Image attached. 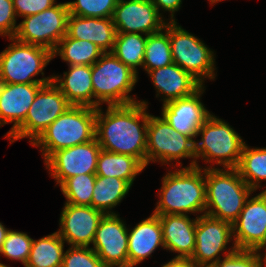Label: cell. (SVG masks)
<instances>
[{
    "label": "cell",
    "mask_w": 266,
    "mask_h": 267,
    "mask_svg": "<svg viewBox=\"0 0 266 267\" xmlns=\"http://www.w3.org/2000/svg\"><path fill=\"white\" fill-rule=\"evenodd\" d=\"M232 236L231 223L206 214L197 216L195 249L189 260L197 267H211L221 259L218 255L226 250Z\"/></svg>",
    "instance_id": "cell-12"
},
{
    "label": "cell",
    "mask_w": 266,
    "mask_h": 267,
    "mask_svg": "<svg viewBox=\"0 0 266 267\" xmlns=\"http://www.w3.org/2000/svg\"><path fill=\"white\" fill-rule=\"evenodd\" d=\"M70 106L53 81L42 85L28 109L24 122L8 137L11 139L10 143L27 137L32 144Z\"/></svg>",
    "instance_id": "cell-10"
},
{
    "label": "cell",
    "mask_w": 266,
    "mask_h": 267,
    "mask_svg": "<svg viewBox=\"0 0 266 267\" xmlns=\"http://www.w3.org/2000/svg\"><path fill=\"white\" fill-rule=\"evenodd\" d=\"M236 169L253 191L260 188L259 182L266 180V148L250 149L245 144Z\"/></svg>",
    "instance_id": "cell-30"
},
{
    "label": "cell",
    "mask_w": 266,
    "mask_h": 267,
    "mask_svg": "<svg viewBox=\"0 0 266 267\" xmlns=\"http://www.w3.org/2000/svg\"><path fill=\"white\" fill-rule=\"evenodd\" d=\"M147 35L137 33H117L112 53L135 73L137 66H143Z\"/></svg>",
    "instance_id": "cell-29"
},
{
    "label": "cell",
    "mask_w": 266,
    "mask_h": 267,
    "mask_svg": "<svg viewBox=\"0 0 266 267\" xmlns=\"http://www.w3.org/2000/svg\"><path fill=\"white\" fill-rule=\"evenodd\" d=\"M144 168L145 166L133 156L101 149L97 159L96 175L123 179L132 186L136 175Z\"/></svg>",
    "instance_id": "cell-25"
},
{
    "label": "cell",
    "mask_w": 266,
    "mask_h": 267,
    "mask_svg": "<svg viewBox=\"0 0 266 267\" xmlns=\"http://www.w3.org/2000/svg\"><path fill=\"white\" fill-rule=\"evenodd\" d=\"M247 198L239 217L232 223L238 250H258L266 245V190Z\"/></svg>",
    "instance_id": "cell-14"
},
{
    "label": "cell",
    "mask_w": 266,
    "mask_h": 267,
    "mask_svg": "<svg viewBox=\"0 0 266 267\" xmlns=\"http://www.w3.org/2000/svg\"><path fill=\"white\" fill-rule=\"evenodd\" d=\"M13 43L0 53V75L8 84H47L53 76L42 79H31L53 59V54L46 48L27 44L9 38Z\"/></svg>",
    "instance_id": "cell-6"
},
{
    "label": "cell",
    "mask_w": 266,
    "mask_h": 267,
    "mask_svg": "<svg viewBox=\"0 0 266 267\" xmlns=\"http://www.w3.org/2000/svg\"><path fill=\"white\" fill-rule=\"evenodd\" d=\"M163 30H165V33ZM172 63L173 60L169 39V23H166L164 29L161 31L147 35L143 68L148 72L161 67L169 66Z\"/></svg>",
    "instance_id": "cell-31"
},
{
    "label": "cell",
    "mask_w": 266,
    "mask_h": 267,
    "mask_svg": "<svg viewBox=\"0 0 266 267\" xmlns=\"http://www.w3.org/2000/svg\"><path fill=\"white\" fill-rule=\"evenodd\" d=\"M44 84H7L0 95V127L13 123L9 137L25 120L37 92Z\"/></svg>",
    "instance_id": "cell-20"
},
{
    "label": "cell",
    "mask_w": 266,
    "mask_h": 267,
    "mask_svg": "<svg viewBox=\"0 0 266 267\" xmlns=\"http://www.w3.org/2000/svg\"><path fill=\"white\" fill-rule=\"evenodd\" d=\"M8 232H9V229L5 228V226L2 225V223H0V250L3 245V242L5 241L7 237Z\"/></svg>",
    "instance_id": "cell-41"
},
{
    "label": "cell",
    "mask_w": 266,
    "mask_h": 267,
    "mask_svg": "<svg viewBox=\"0 0 266 267\" xmlns=\"http://www.w3.org/2000/svg\"><path fill=\"white\" fill-rule=\"evenodd\" d=\"M53 82L59 87L71 105L95 108V100L92 99L91 66H69V71L64 72L63 78L53 76Z\"/></svg>",
    "instance_id": "cell-24"
},
{
    "label": "cell",
    "mask_w": 266,
    "mask_h": 267,
    "mask_svg": "<svg viewBox=\"0 0 266 267\" xmlns=\"http://www.w3.org/2000/svg\"><path fill=\"white\" fill-rule=\"evenodd\" d=\"M205 184V214L231 224L239 217L245 201L254 192L236 168H205Z\"/></svg>",
    "instance_id": "cell-3"
},
{
    "label": "cell",
    "mask_w": 266,
    "mask_h": 267,
    "mask_svg": "<svg viewBox=\"0 0 266 267\" xmlns=\"http://www.w3.org/2000/svg\"><path fill=\"white\" fill-rule=\"evenodd\" d=\"M95 108L101 103L125 105L138 102L130 91L137 82L138 74L117 59L112 52H105L91 66Z\"/></svg>",
    "instance_id": "cell-5"
},
{
    "label": "cell",
    "mask_w": 266,
    "mask_h": 267,
    "mask_svg": "<svg viewBox=\"0 0 266 267\" xmlns=\"http://www.w3.org/2000/svg\"><path fill=\"white\" fill-rule=\"evenodd\" d=\"M104 213L92 206L65 203L60 215L59 236L70 246L89 247Z\"/></svg>",
    "instance_id": "cell-17"
},
{
    "label": "cell",
    "mask_w": 266,
    "mask_h": 267,
    "mask_svg": "<svg viewBox=\"0 0 266 267\" xmlns=\"http://www.w3.org/2000/svg\"><path fill=\"white\" fill-rule=\"evenodd\" d=\"M200 142L195 141V156L205 162L221 164L224 168H236L245 142L225 121L210 115L200 127Z\"/></svg>",
    "instance_id": "cell-7"
},
{
    "label": "cell",
    "mask_w": 266,
    "mask_h": 267,
    "mask_svg": "<svg viewBox=\"0 0 266 267\" xmlns=\"http://www.w3.org/2000/svg\"><path fill=\"white\" fill-rule=\"evenodd\" d=\"M146 137V166L154 161L169 164L167 162L187 157L195 159L188 167L199 166L196 163L195 140L179 133L163 117L149 115Z\"/></svg>",
    "instance_id": "cell-8"
},
{
    "label": "cell",
    "mask_w": 266,
    "mask_h": 267,
    "mask_svg": "<svg viewBox=\"0 0 266 267\" xmlns=\"http://www.w3.org/2000/svg\"><path fill=\"white\" fill-rule=\"evenodd\" d=\"M92 248L106 267H128V229L118 214H104Z\"/></svg>",
    "instance_id": "cell-15"
},
{
    "label": "cell",
    "mask_w": 266,
    "mask_h": 267,
    "mask_svg": "<svg viewBox=\"0 0 266 267\" xmlns=\"http://www.w3.org/2000/svg\"><path fill=\"white\" fill-rule=\"evenodd\" d=\"M112 19L117 33L144 35L161 31L167 23L151 0H118Z\"/></svg>",
    "instance_id": "cell-16"
},
{
    "label": "cell",
    "mask_w": 266,
    "mask_h": 267,
    "mask_svg": "<svg viewBox=\"0 0 266 267\" xmlns=\"http://www.w3.org/2000/svg\"><path fill=\"white\" fill-rule=\"evenodd\" d=\"M147 104L108 105L105 114L97 108L95 138L101 149L133 156L146 167Z\"/></svg>",
    "instance_id": "cell-1"
},
{
    "label": "cell",
    "mask_w": 266,
    "mask_h": 267,
    "mask_svg": "<svg viewBox=\"0 0 266 267\" xmlns=\"http://www.w3.org/2000/svg\"><path fill=\"white\" fill-rule=\"evenodd\" d=\"M101 147L92 141L53 152L44 162L59 186L68 178L80 174H96Z\"/></svg>",
    "instance_id": "cell-13"
},
{
    "label": "cell",
    "mask_w": 266,
    "mask_h": 267,
    "mask_svg": "<svg viewBox=\"0 0 266 267\" xmlns=\"http://www.w3.org/2000/svg\"><path fill=\"white\" fill-rule=\"evenodd\" d=\"M169 39L173 63L189 72L202 85L204 79H214V52L177 22H169Z\"/></svg>",
    "instance_id": "cell-9"
},
{
    "label": "cell",
    "mask_w": 266,
    "mask_h": 267,
    "mask_svg": "<svg viewBox=\"0 0 266 267\" xmlns=\"http://www.w3.org/2000/svg\"><path fill=\"white\" fill-rule=\"evenodd\" d=\"M203 85L192 95L163 104L162 117L179 133L193 140L204 122L211 115L200 101Z\"/></svg>",
    "instance_id": "cell-18"
},
{
    "label": "cell",
    "mask_w": 266,
    "mask_h": 267,
    "mask_svg": "<svg viewBox=\"0 0 266 267\" xmlns=\"http://www.w3.org/2000/svg\"><path fill=\"white\" fill-rule=\"evenodd\" d=\"M162 267H197L189 259H172L168 263L162 265Z\"/></svg>",
    "instance_id": "cell-40"
},
{
    "label": "cell",
    "mask_w": 266,
    "mask_h": 267,
    "mask_svg": "<svg viewBox=\"0 0 266 267\" xmlns=\"http://www.w3.org/2000/svg\"><path fill=\"white\" fill-rule=\"evenodd\" d=\"M67 35L73 39L90 41L105 53L112 52L117 31L112 18L81 17L69 14Z\"/></svg>",
    "instance_id": "cell-21"
},
{
    "label": "cell",
    "mask_w": 266,
    "mask_h": 267,
    "mask_svg": "<svg viewBox=\"0 0 266 267\" xmlns=\"http://www.w3.org/2000/svg\"><path fill=\"white\" fill-rule=\"evenodd\" d=\"M153 85L157 89V95L163 94V104L166 102L192 95L202 84L189 72L177 64L161 67L147 72Z\"/></svg>",
    "instance_id": "cell-22"
},
{
    "label": "cell",
    "mask_w": 266,
    "mask_h": 267,
    "mask_svg": "<svg viewBox=\"0 0 266 267\" xmlns=\"http://www.w3.org/2000/svg\"><path fill=\"white\" fill-rule=\"evenodd\" d=\"M62 267H106L90 247L71 246L62 260Z\"/></svg>",
    "instance_id": "cell-36"
},
{
    "label": "cell",
    "mask_w": 266,
    "mask_h": 267,
    "mask_svg": "<svg viewBox=\"0 0 266 267\" xmlns=\"http://www.w3.org/2000/svg\"><path fill=\"white\" fill-rule=\"evenodd\" d=\"M7 84L8 83L0 75V95L5 91Z\"/></svg>",
    "instance_id": "cell-42"
},
{
    "label": "cell",
    "mask_w": 266,
    "mask_h": 267,
    "mask_svg": "<svg viewBox=\"0 0 266 267\" xmlns=\"http://www.w3.org/2000/svg\"><path fill=\"white\" fill-rule=\"evenodd\" d=\"M0 267H8V266H6V265L0 263Z\"/></svg>",
    "instance_id": "cell-45"
},
{
    "label": "cell",
    "mask_w": 266,
    "mask_h": 267,
    "mask_svg": "<svg viewBox=\"0 0 266 267\" xmlns=\"http://www.w3.org/2000/svg\"><path fill=\"white\" fill-rule=\"evenodd\" d=\"M104 52L87 40L70 38L67 34L60 40L52 52L53 58L58 54L68 66H92Z\"/></svg>",
    "instance_id": "cell-28"
},
{
    "label": "cell",
    "mask_w": 266,
    "mask_h": 267,
    "mask_svg": "<svg viewBox=\"0 0 266 267\" xmlns=\"http://www.w3.org/2000/svg\"><path fill=\"white\" fill-rule=\"evenodd\" d=\"M209 1L211 2V4H214V3H217V2H219L221 0H209Z\"/></svg>",
    "instance_id": "cell-44"
},
{
    "label": "cell",
    "mask_w": 266,
    "mask_h": 267,
    "mask_svg": "<svg viewBox=\"0 0 266 267\" xmlns=\"http://www.w3.org/2000/svg\"><path fill=\"white\" fill-rule=\"evenodd\" d=\"M96 108L71 105L32 143L46 160L53 152L95 139Z\"/></svg>",
    "instance_id": "cell-4"
},
{
    "label": "cell",
    "mask_w": 266,
    "mask_h": 267,
    "mask_svg": "<svg viewBox=\"0 0 266 267\" xmlns=\"http://www.w3.org/2000/svg\"><path fill=\"white\" fill-rule=\"evenodd\" d=\"M176 170L175 172L169 171L162 178L160 200L157 202L153 214L186 215L189 212H204L205 214V168L203 170L202 167L195 166Z\"/></svg>",
    "instance_id": "cell-2"
},
{
    "label": "cell",
    "mask_w": 266,
    "mask_h": 267,
    "mask_svg": "<svg viewBox=\"0 0 266 267\" xmlns=\"http://www.w3.org/2000/svg\"><path fill=\"white\" fill-rule=\"evenodd\" d=\"M96 174H80L66 179L61 185V192L66 203L91 206Z\"/></svg>",
    "instance_id": "cell-32"
},
{
    "label": "cell",
    "mask_w": 266,
    "mask_h": 267,
    "mask_svg": "<svg viewBox=\"0 0 266 267\" xmlns=\"http://www.w3.org/2000/svg\"><path fill=\"white\" fill-rule=\"evenodd\" d=\"M118 0H76L67 2L69 13L81 17L112 18Z\"/></svg>",
    "instance_id": "cell-33"
},
{
    "label": "cell",
    "mask_w": 266,
    "mask_h": 267,
    "mask_svg": "<svg viewBox=\"0 0 266 267\" xmlns=\"http://www.w3.org/2000/svg\"><path fill=\"white\" fill-rule=\"evenodd\" d=\"M69 10L67 2L59 3L35 15L23 17L14 38L53 52L67 34Z\"/></svg>",
    "instance_id": "cell-11"
},
{
    "label": "cell",
    "mask_w": 266,
    "mask_h": 267,
    "mask_svg": "<svg viewBox=\"0 0 266 267\" xmlns=\"http://www.w3.org/2000/svg\"><path fill=\"white\" fill-rule=\"evenodd\" d=\"M56 0H13L17 16L27 17L53 7Z\"/></svg>",
    "instance_id": "cell-38"
},
{
    "label": "cell",
    "mask_w": 266,
    "mask_h": 267,
    "mask_svg": "<svg viewBox=\"0 0 266 267\" xmlns=\"http://www.w3.org/2000/svg\"><path fill=\"white\" fill-rule=\"evenodd\" d=\"M162 226L164 249L179 253L175 259H189L195 249V228L193 220L186 215H158Z\"/></svg>",
    "instance_id": "cell-19"
},
{
    "label": "cell",
    "mask_w": 266,
    "mask_h": 267,
    "mask_svg": "<svg viewBox=\"0 0 266 267\" xmlns=\"http://www.w3.org/2000/svg\"><path fill=\"white\" fill-rule=\"evenodd\" d=\"M33 239L24 232L9 230L0 254L11 260L27 264Z\"/></svg>",
    "instance_id": "cell-34"
},
{
    "label": "cell",
    "mask_w": 266,
    "mask_h": 267,
    "mask_svg": "<svg viewBox=\"0 0 266 267\" xmlns=\"http://www.w3.org/2000/svg\"><path fill=\"white\" fill-rule=\"evenodd\" d=\"M262 249H265L266 250V245ZM262 259H263V261H264V263L266 265V252H265V255H264V257Z\"/></svg>",
    "instance_id": "cell-43"
},
{
    "label": "cell",
    "mask_w": 266,
    "mask_h": 267,
    "mask_svg": "<svg viewBox=\"0 0 266 267\" xmlns=\"http://www.w3.org/2000/svg\"><path fill=\"white\" fill-rule=\"evenodd\" d=\"M16 13L13 0H0V35L13 38L16 34Z\"/></svg>",
    "instance_id": "cell-37"
},
{
    "label": "cell",
    "mask_w": 266,
    "mask_h": 267,
    "mask_svg": "<svg viewBox=\"0 0 266 267\" xmlns=\"http://www.w3.org/2000/svg\"><path fill=\"white\" fill-rule=\"evenodd\" d=\"M130 187L126 180L96 175L91 206L104 214H114L111 209L128 194Z\"/></svg>",
    "instance_id": "cell-26"
},
{
    "label": "cell",
    "mask_w": 266,
    "mask_h": 267,
    "mask_svg": "<svg viewBox=\"0 0 266 267\" xmlns=\"http://www.w3.org/2000/svg\"><path fill=\"white\" fill-rule=\"evenodd\" d=\"M258 250H238L234 245L224 259H219L211 267H264L263 255Z\"/></svg>",
    "instance_id": "cell-35"
},
{
    "label": "cell",
    "mask_w": 266,
    "mask_h": 267,
    "mask_svg": "<svg viewBox=\"0 0 266 267\" xmlns=\"http://www.w3.org/2000/svg\"><path fill=\"white\" fill-rule=\"evenodd\" d=\"M151 1L157 8L158 12H160L159 8L163 9L164 11L171 12L170 22H175L174 13L180 9L182 0H151Z\"/></svg>",
    "instance_id": "cell-39"
},
{
    "label": "cell",
    "mask_w": 266,
    "mask_h": 267,
    "mask_svg": "<svg viewBox=\"0 0 266 267\" xmlns=\"http://www.w3.org/2000/svg\"><path fill=\"white\" fill-rule=\"evenodd\" d=\"M64 243L58 232L33 239L25 267H62Z\"/></svg>",
    "instance_id": "cell-27"
},
{
    "label": "cell",
    "mask_w": 266,
    "mask_h": 267,
    "mask_svg": "<svg viewBox=\"0 0 266 267\" xmlns=\"http://www.w3.org/2000/svg\"><path fill=\"white\" fill-rule=\"evenodd\" d=\"M158 246L164 248L162 226L152 214L128 231V267H134L150 256Z\"/></svg>",
    "instance_id": "cell-23"
}]
</instances>
